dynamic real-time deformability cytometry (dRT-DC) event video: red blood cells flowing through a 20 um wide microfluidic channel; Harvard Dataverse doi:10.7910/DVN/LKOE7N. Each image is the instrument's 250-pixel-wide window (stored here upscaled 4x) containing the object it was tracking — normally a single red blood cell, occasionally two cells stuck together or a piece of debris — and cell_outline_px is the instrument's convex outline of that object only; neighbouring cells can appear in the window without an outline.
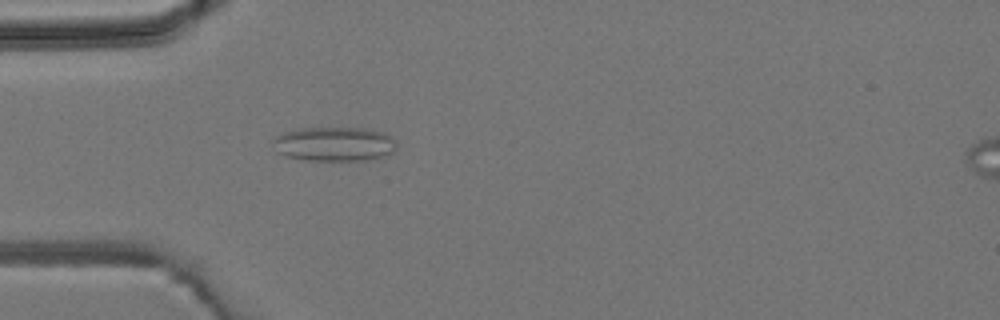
{"species": "common noctule bat (a hibernating species)", "species_latin": "Nyctalus noctula", "temperature_condition": "room temperature", "stored_images_in_passage": 5, "segment_of_instrument_passage": [1, 2], "camera_frame_rate_fps": 3000, "um_per_image_px": 0.085, "animal": {"sex": "male", "body_mass_g": 19.2, "forearm_length_mm": 51.8}, "frame": {"image": 1, "passage_image": 4, "time_ms": 4.0, "image_size_px": [1000, 320], "cell_outline_px": [[396, 148], [392, 152], [384, 156], [368, 160], [308, 160], [284, 156], [276, 152], [272, 144], [272, 136], [284, 132], [300, 128], [364, 128], [384, 132], [396, 140]], "centroid_in_image_um": [28.37, 12.23], "position_along_channel_um": 56.6, "area_um2": 25.03}}